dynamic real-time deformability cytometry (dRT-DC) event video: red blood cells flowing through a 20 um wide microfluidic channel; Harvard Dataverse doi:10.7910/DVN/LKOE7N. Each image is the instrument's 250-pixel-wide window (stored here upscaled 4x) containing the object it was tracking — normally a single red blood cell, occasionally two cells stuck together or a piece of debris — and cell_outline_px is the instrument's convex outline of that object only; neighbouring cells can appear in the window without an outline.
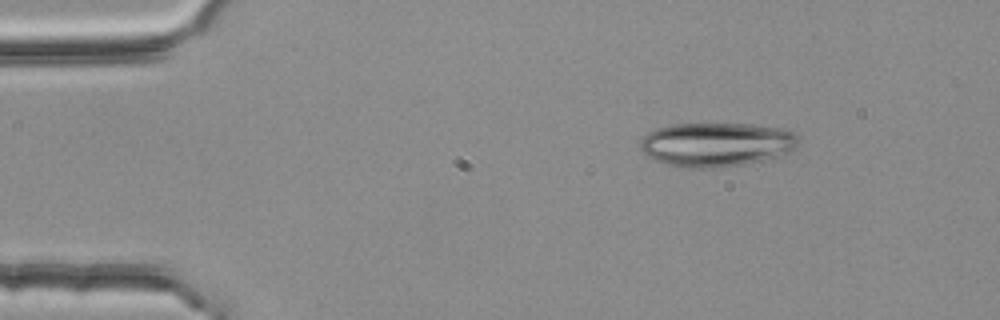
{"species": "common noctule bat (a hibernating species)", "species_latin": "Nyctalus noctula", "temperature_condition": "room temperature", "stored_images_in_passage": 47, "camera_frame_rate_fps": 3000, "um_per_image_px": 0.085, "animal": {"sex": "female", "body_mass_g": 25.1}, "frame": {"image": 1, "passage_image": 1, "time_ms": 0.0, "image_size_px": [1000, 320], "cell_outline_px": [[800, 140], [788, 152], [764, 160], [744, 164], [716, 168], [680, 168], [652, 160], [644, 156], [640, 148], [640, 140], [648, 132], [656, 128], [672, 124], [752, 124], [780, 128], [796, 132], [800, 136]], "centroid_in_image_um": [60.84, 12.28], "position_along_channel_um": 24.2, "area_um2": 41.1}}
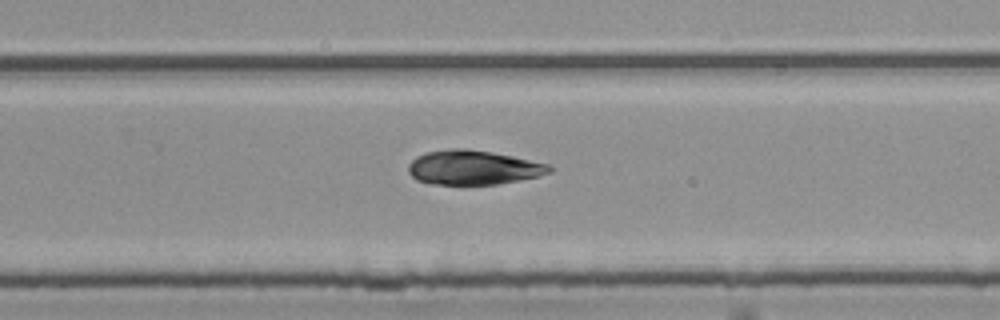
{"frame": {"image": 2, "passage_image": 28, "time_ms": 9.0, "image_size_px": [1000, 320], "cell_outline_px": [[552, 172], [520, 180], [496, 184], [432, 184], [416, 180], [408, 172], [408, 164], [416, 156], [428, 152], [448, 148], [464, 148], [492, 152], [512, 156], [548, 164], [552, 168]], "centroid_in_image_um": [40.19, 14.23], "position_along_channel_um": 289.6, "area_um2": 28.15}}
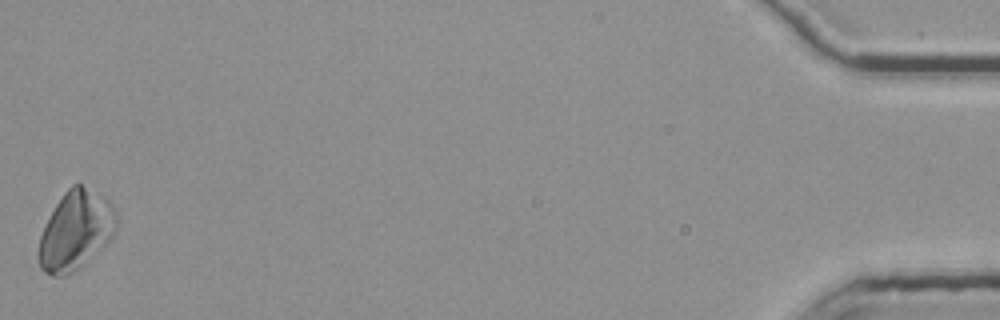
{"frame": {"image": 3, "passage_image": 47, "time_ms": 15.333, "image_size_px": [1000, 320], "cell_outline_px": [[116, 232], [96, 252], [72, 272], [64, 276], [52, 276], [44, 272], [40, 268], [40, 236], [56, 204], [64, 192], [72, 184], [80, 184], [104, 196], [112, 204], [116, 212]], "centroid_in_image_um": [6.44, 19.56], "position_along_channel_um": 428.8, "area_um2": 34.91}, "authors_computed_cell_mechanics": {"area_um2": 28.611, "velocity_mm_per_s": 3.7747, "shape_relaxation_time_tau1_ms": 3.6642, "shape_relaxation_time_tau2_ms": 10.9984, "deformation_change_tau1": 0.1391, "deformation_change_tau2": 0.18}}